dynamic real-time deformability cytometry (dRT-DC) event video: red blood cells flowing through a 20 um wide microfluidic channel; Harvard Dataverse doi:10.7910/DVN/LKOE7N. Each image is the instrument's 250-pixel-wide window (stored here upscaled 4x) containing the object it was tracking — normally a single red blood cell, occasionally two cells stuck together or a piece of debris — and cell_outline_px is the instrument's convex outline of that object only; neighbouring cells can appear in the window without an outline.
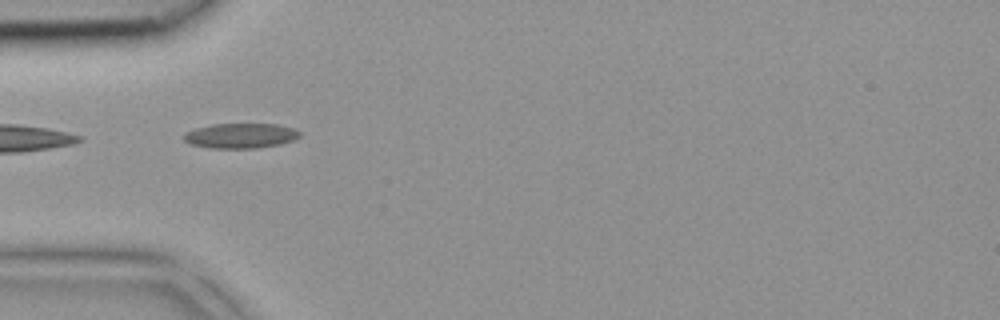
{"species": "common noctule bat (a hibernating species)", "species_latin": "Nyctalus noctula", "temperature_condition": "room temperature", "stored_images_in_passage": 29, "camera_frame_rate_fps": 3000, "um_per_image_px": 0.085, "animal": {"sex": "female", "body_mass_g": 18.4}, "frame": {"image": 1, "passage_image": 1, "time_ms": 0.0, "image_size_px": [1000, 320], "cell_outline_px": [[300, 136], [292, 140], [280, 144], [256, 148], [208, 148], [188, 144], [184, 140], [184, 132], [196, 128], [212, 124], [276, 124], [296, 128], [300, 132]], "centroid_in_image_um": [20.43, 11.53], "position_along_channel_um": 64.6, "area_um2": 16.99}}
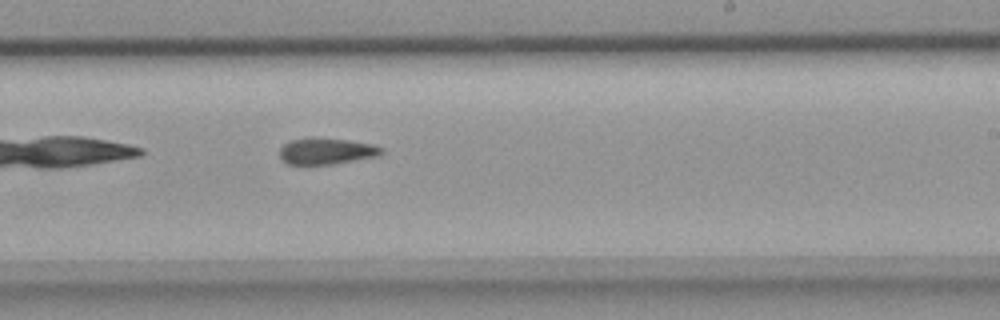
{"frame": {"image": 2, "passage_image": 13, "time_ms": 4.0, "image_size_px": [1000, 320], "cell_outline_px": [[384, 152], [380, 156], [332, 164], [288, 164], [280, 160], [280, 148], [284, 144], [292, 140], [312, 136], [348, 140], [372, 144], [384, 148]], "centroid_in_image_um": [27.76, 12.84], "position_along_channel_um": 261.2, "area_um2": 15.9}}
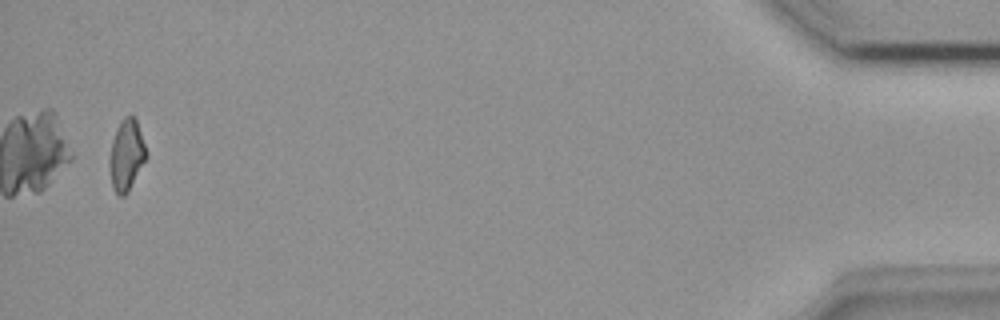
{"frame": {"image": 3, "passage_image": 28, "time_ms": 9.0, "image_size_px": [1000, 320], "cell_outline_px": [[148, 156], [128, 192], [124, 196], [120, 196], [112, 188], [108, 168], [112, 144], [116, 128], [120, 120], [124, 116], [136, 116]], "centroid_in_image_um": [10.75, 13.18], "position_along_channel_um": 424.4, "area_um2": 15.37}}